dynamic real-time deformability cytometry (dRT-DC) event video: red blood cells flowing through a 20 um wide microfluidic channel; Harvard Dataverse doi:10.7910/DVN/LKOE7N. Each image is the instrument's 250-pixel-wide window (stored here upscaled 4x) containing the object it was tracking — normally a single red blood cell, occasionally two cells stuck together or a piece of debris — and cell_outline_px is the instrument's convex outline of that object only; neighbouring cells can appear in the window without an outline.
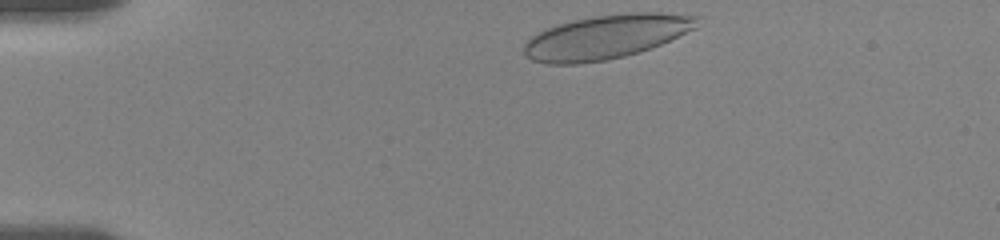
{"species": "human", "species_latin": "Homo sapiens", "temperature_condition": "room temperature", "stored_images_in_passage": 10, "camera_frame_rate_fps": 3000, "um_per_image_px": 0.085, "donor": {"sex": "female"}, "frame": {"image": 1, "passage_image": 1, "time_ms": 0.0, "image_size_px": [1000, 240], "cell_outline_px": [[700, 16], [696, 28], [660, 44], [624, 56], [608, 60], [576, 64], [548, 64], [532, 60], [524, 52], [524, 44], [532, 36], [548, 28], [560, 24], [576, 20], [596, 16], [628, 12], [660, 12]], "centroid_in_image_um": [51.54, 3.13], "position_along_channel_um": 33.5, "area_um2": 43.93}}
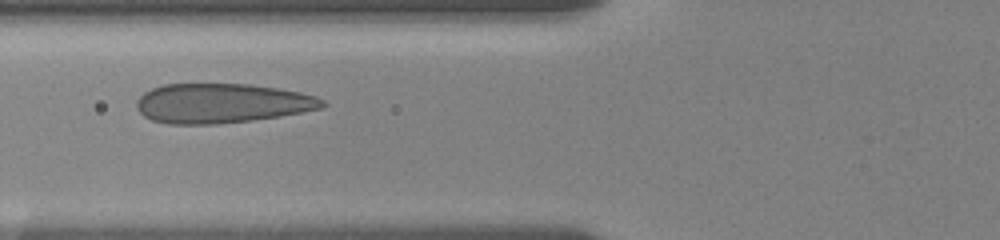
{"frame": {"image": 2, "passage_image": 7, "time_ms": 3.667, "image_size_px": [1000, 240], "cell_outline_px": [[328, 104], [324, 108], [280, 116], [252, 120], [216, 124], [168, 124], [152, 120], [144, 116], [136, 108], [136, 100], [144, 92], [152, 88], [164, 84], [248, 84], [276, 88], [300, 92], [316, 96], [324, 100]], "centroid_in_image_um": [18.85, 8.78], "position_along_channel_um": 106.9, "area_um2": 43.0}}
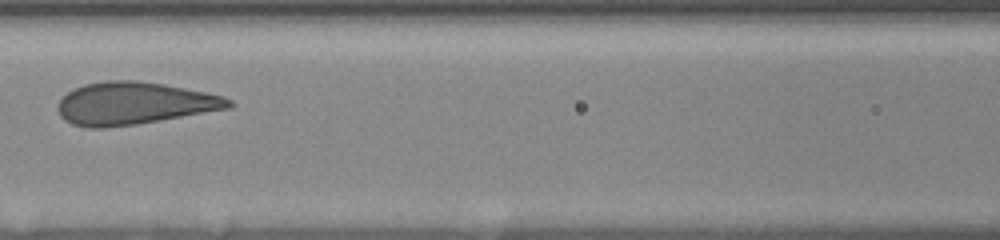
{"frame": {"image": 3, "passage_image": 9, "time_ms": 5.0, "image_size_px": [1000, 240], "cell_outline_px": [[232, 104], [228, 108], [136, 124], [104, 128], [88, 128], [72, 124], [64, 120], [60, 116], [56, 108], [56, 104], [68, 92], [84, 84], [104, 80], [136, 80], [164, 84], [224, 96], [232, 100]], "centroid_in_image_um": [11.33, 8.78], "position_along_channel_um": 155.3, "area_um2": 42.08}}